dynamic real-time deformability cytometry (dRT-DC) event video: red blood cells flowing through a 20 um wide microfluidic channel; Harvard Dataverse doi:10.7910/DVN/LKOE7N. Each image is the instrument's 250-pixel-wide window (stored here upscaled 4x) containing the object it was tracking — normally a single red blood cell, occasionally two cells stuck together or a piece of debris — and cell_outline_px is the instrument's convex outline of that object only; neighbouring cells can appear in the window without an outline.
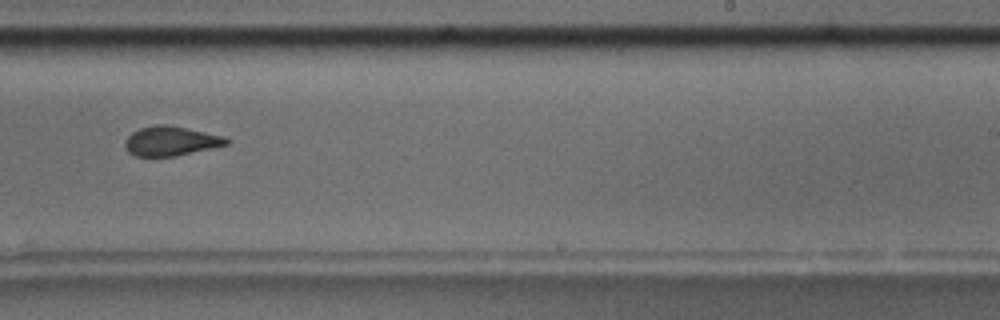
{"species": "common noctule bat (a hibernating species)", "species_latin": "Nyctalus noctula", "temperature_condition": "room temperature", "stored_images_in_passage": 16, "camera_frame_rate_fps": 3000, "um_per_image_px": 0.085, "animal": {"sex": "male", "body_mass_g": 17.5, "forearm_length_mm": 52.3}, "frame": {"image": 1, "passage_image": 10, "time_ms": 11.333, "image_size_px": [1000, 320], "cell_outline_px": [[232, 140], [228, 144], [212, 148], [176, 156], [136, 156], [128, 152], [124, 148], [124, 140], [132, 132], [140, 128], [156, 124], [168, 124], [224, 136]], "centroid_in_image_um": [14.51, 11.98], "position_along_channel_um": 274.5, "area_um2": 17.57}, "authors_computed_cell_mechanics": {"area_um2": 18.6116, "velocity_mm_per_s": 3.6433, "shape_relaxation_time_tau1_ms": null, "shape_relaxation_time_tau2_ms": 1.0779, "deformation_change_tau1": null, "deformation_change_tau2": 0.0558}}